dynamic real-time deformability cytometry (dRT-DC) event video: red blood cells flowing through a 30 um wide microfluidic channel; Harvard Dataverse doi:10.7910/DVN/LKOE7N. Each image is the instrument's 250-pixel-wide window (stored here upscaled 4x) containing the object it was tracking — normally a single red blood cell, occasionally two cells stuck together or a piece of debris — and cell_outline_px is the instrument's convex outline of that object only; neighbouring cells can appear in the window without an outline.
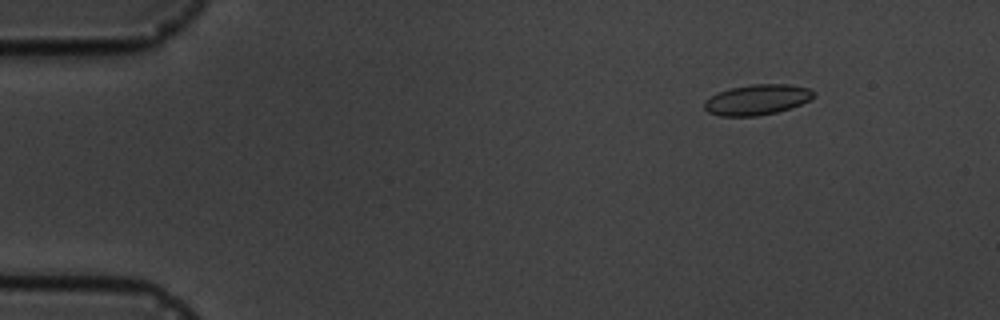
{"species": "common noctule bat (a hibernating species)", "species_latin": "Nyctalus noctula", "temperature_condition": "cold", "stored_images_in_passage": 6, "camera_frame_rate_fps": 3000, "um_per_image_px": 0.085, "animal": {"sex": "male", "body_mass_g": 19.5, "forearm_length_mm": 54.6}, "frame": {"image": 1, "passage_image": 2, "time_ms": 2.0, "image_size_px": [1000, 320], "cell_outline_px": [[816, 96], [792, 108], [776, 112], [756, 116], [720, 116], [708, 112], [704, 108], [704, 100], [720, 92], [732, 88], [752, 84], [788, 84], [808, 88], [816, 92]], "centroid_in_image_um": [64.37, 8.48], "position_along_channel_um": 20.6, "area_um2": 19.31}}
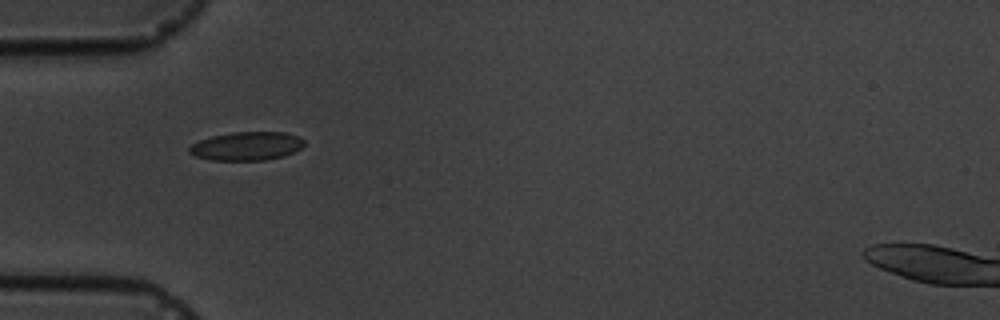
{"frame": {"image": 2, "passage_image": 5, "time_ms": 5.667, "image_size_px": [1000, 320], "cell_outline_px": [[304, 144], [300, 148], [284, 156], [264, 160], [212, 160], [196, 156], [188, 152], [188, 148], [192, 144], [200, 140], [212, 136], [232, 132], [288, 132], [300, 136], [304, 140]], "centroid_in_image_um": [20.98, 12.41], "position_along_channel_um": 64.0, "area_um2": 19.13}}
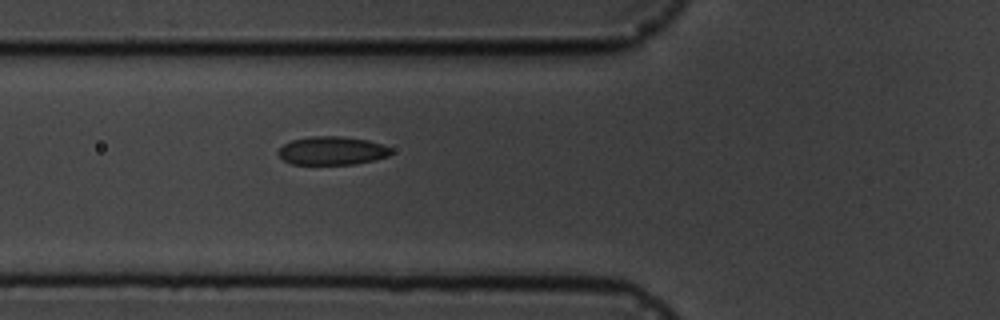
{"frame": {"image": 3, "passage_image": 6, "time_ms": 6.667, "image_size_px": [1000, 320], "cell_outline_px": [[392, 152], [388, 156], [376, 160], [352, 164], [292, 164], [284, 160], [276, 152], [284, 144], [292, 140], [308, 136], [340, 136], [368, 140], [392, 148]], "centroid_in_image_um": [28.22, 12.8], "position_along_channel_um": 97.6, "area_um2": 18.67}}